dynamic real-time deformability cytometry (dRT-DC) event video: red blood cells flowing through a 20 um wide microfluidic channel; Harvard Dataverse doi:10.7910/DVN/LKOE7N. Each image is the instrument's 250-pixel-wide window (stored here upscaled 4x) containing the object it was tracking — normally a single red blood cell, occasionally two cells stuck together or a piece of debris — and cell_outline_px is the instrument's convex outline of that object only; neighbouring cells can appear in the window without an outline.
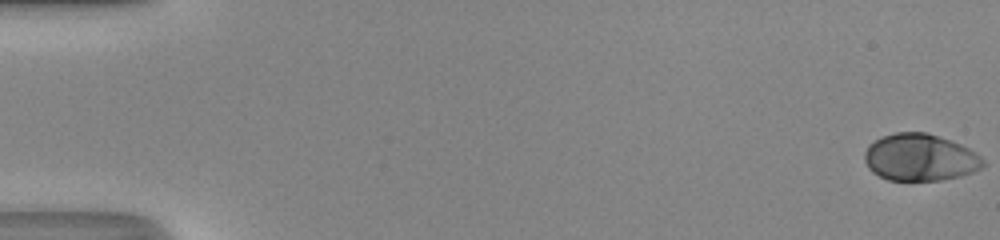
{"species": "human", "species_latin": "Homo sapiens", "temperature_condition": "room temperature", "stored_images_in_passage": 50, "camera_frame_rate_fps": 3000, "um_per_image_px": 0.085, "donor": {"sex": "male"}, "frame": {"image": 1, "passage_image": 1, "time_ms": 0.0, "image_size_px": [1000, 240], "cell_outline_px": [[984, 164], [980, 168], [972, 172], [960, 176], [940, 180], [888, 180], [872, 172], [868, 168], [864, 160], [864, 152], [868, 144], [884, 136], [896, 132], [924, 132], [960, 144], [968, 148], [980, 156], [984, 160]], "centroid_in_image_um": [78.16, 13.39], "position_along_channel_um": 6.8, "area_um2": 32.19}}
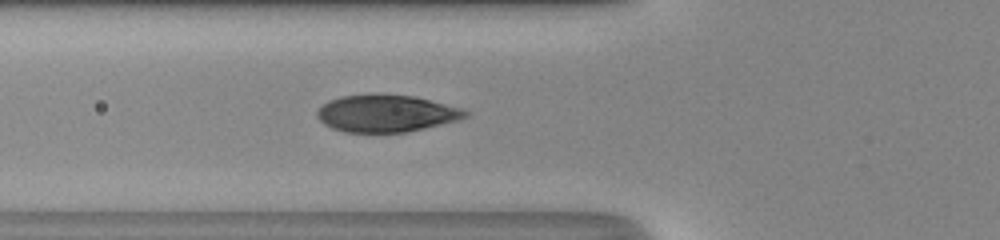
{"frame": {"image": 2, "passage_image": 20, "time_ms": 6.333, "image_size_px": [1000, 240], "cell_outline_px": [[468, 116], [460, 120], [408, 132], [344, 132], [332, 128], [324, 124], [316, 116], [316, 112], [328, 100], [340, 96], [368, 92], [372, 92], [412, 96], [464, 108], [468, 112]], "centroid_in_image_um": [32.82, 9.62], "position_along_channel_um": 93.0, "area_um2": 32.66}}
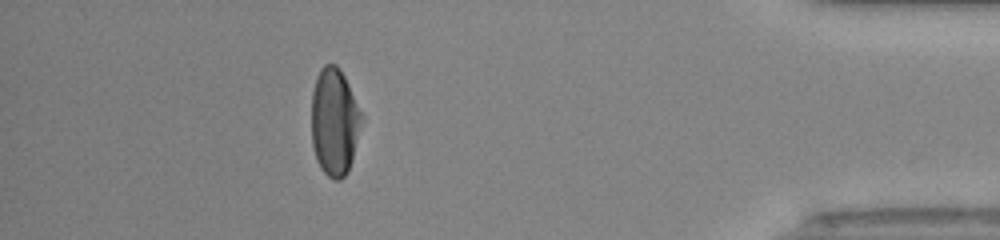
{"frame": {"image": 3, "passage_image": 45, "time_ms": 14.667, "image_size_px": [1000, 240], "cell_outline_px": [[364, 116], [352, 160], [348, 172], [340, 180], [336, 180], [328, 176], [320, 168], [316, 160], [312, 144], [312, 92], [316, 76], [320, 68], [324, 64], [336, 64], [340, 68]], "centroid_in_image_um": [28.43, 10.35], "position_along_channel_um": 406.8, "area_um2": 31.67}, "authors_computed_cell_mechanics": {"area_um2": 32.8015, "velocity_mm_per_s": 4.3244, "shape_relaxation_time_tau1_ms": 2.8331, "shape_relaxation_time_tau2_ms": null, "deformation_change_tau1": 0.183, "deformation_change_tau2": null}}